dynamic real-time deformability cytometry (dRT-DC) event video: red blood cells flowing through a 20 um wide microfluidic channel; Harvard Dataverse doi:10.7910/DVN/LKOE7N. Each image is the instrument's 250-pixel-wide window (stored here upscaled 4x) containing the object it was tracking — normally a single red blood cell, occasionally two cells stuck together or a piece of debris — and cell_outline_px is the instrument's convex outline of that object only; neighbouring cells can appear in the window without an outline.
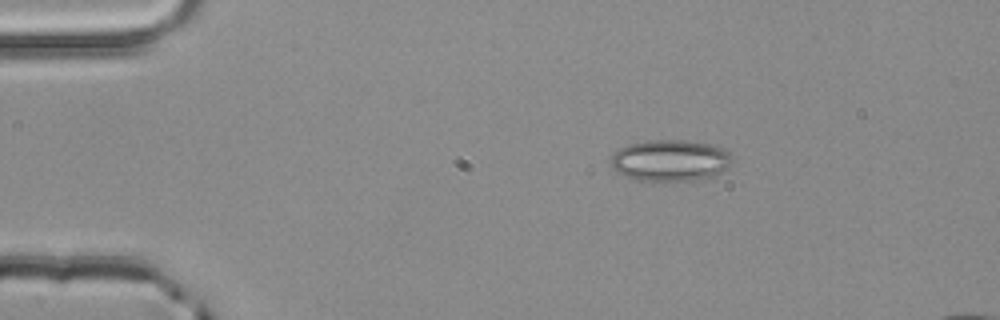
{"species": "common noctule bat (a hibernating species)", "species_latin": "Nyctalus noctula", "temperature_condition": "room temperature", "stored_images_in_passage": 2, "camera_frame_rate_fps": 3000, "um_per_image_px": 0.085, "animal": {"sex": "male", "body_mass_g": 20.4}, "frame": {"image": 1, "passage_image": 1, "time_ms": 0.0, "image_size_px": [1000, 320], "cell_outline_px": [[732, 160], [728, 168], [712, 176], [696, 180], [640, 180], [616, 172], [612, 168], [612, 156], [620, 148], [628, 144], [648, 140], [684, 140], [716, 144], [724, 148], [732, 156]], "centroid_in_image_um": [57.02, 13.61], "position_along_channel_um": 28.0, "area_um2": 29.25}}